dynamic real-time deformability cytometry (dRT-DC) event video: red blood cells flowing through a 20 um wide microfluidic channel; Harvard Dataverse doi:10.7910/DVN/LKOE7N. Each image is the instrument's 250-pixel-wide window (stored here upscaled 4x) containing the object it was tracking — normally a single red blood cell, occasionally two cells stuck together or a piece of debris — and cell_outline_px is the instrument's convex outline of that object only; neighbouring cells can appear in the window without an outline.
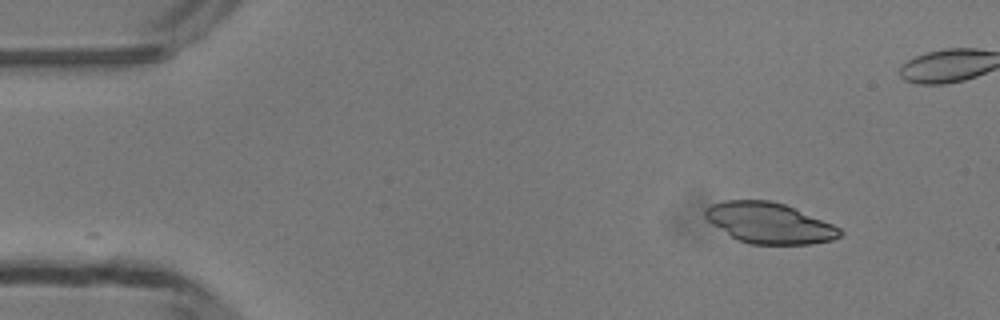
{"species": "common noctule bat (a hibernating species)", "species_latin": "Nyctalus noctula", "temperature_condition": "room temperature", "stored_images_in_passage": 40, "camera_frame_rate_fps": 3000, "um_per_image_px": 0.085, "animal": {"sex": "male", "body_mass_g": 13.3}, "frame": {"image": 1, "passage_image": 1, "time_ms": 0.0, "image_size_px": [1000, 320], "cell_outline_px": [[844, 232], [840, 236], [832, 240], [812, 244], [748, 244], [736, 240], [712, 224], [704, 216], [704, 212], [712, 204], [724, 200], [768, 200], [784, 204], [832, 224], [840, 228]], "centroid_in_image_um": [65.38, 18.97], "position_along_channel_um": 19.6, "area_um2": 31.85}}
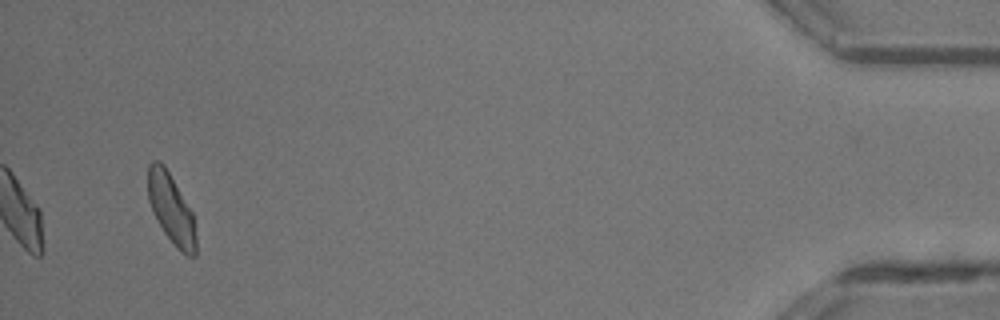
{"frame": {"image": 2, "passage_image": 40, "time_ms": 13.0, "image_size_px": [1000, 320], "cell_outline_px": [[196, 256], [188, 256], [180, 252], [176, 248], [164, 232], [152, 212], [148, 200], [148, 164], [152, 160], [160, 160], [164, 164], [192, 212], [196, 236]], "centroid_in_image_um": [14.54, 17.75], "position_along_channel_um": 420.7, "area_um2": 19.59}}